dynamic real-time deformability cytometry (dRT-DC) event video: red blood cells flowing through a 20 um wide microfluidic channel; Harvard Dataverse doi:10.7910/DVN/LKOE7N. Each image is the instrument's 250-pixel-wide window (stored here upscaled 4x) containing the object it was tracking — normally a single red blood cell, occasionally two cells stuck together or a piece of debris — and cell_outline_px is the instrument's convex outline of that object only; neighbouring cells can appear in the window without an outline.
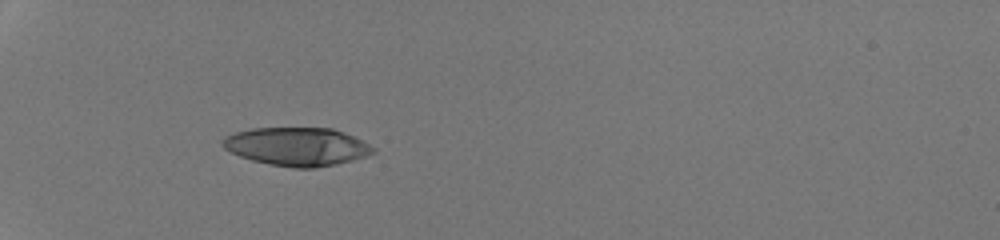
{"species": "human", "species_latin": "Homo sapiens", "temperature_condition": "room temperature", "stored_images_in_passage": 33, "camera_frame_rate_fps": 3000, "um_per_image_px": 0.085, "donor": {"sex": "male"}, "frame": {"image": 1, "passage_image": 1, "time_ms": 0.0, "image_size_px": [1000, 240], "cell_outline_px": [[376, 152], [352, 160], [336, 164], [312, 168], [296, 168], [268, 164], [252, 160], [240, 156], [224, 148], [220, 144], [220, 140], [224, 136], [236, 132], [252, 128], [332, 128], [344, 132], [376, 148]], "centroid_in_image_um": [25.21, 12.45], "position_along_channel_um": 59.8, "area_um2": 33.52}}
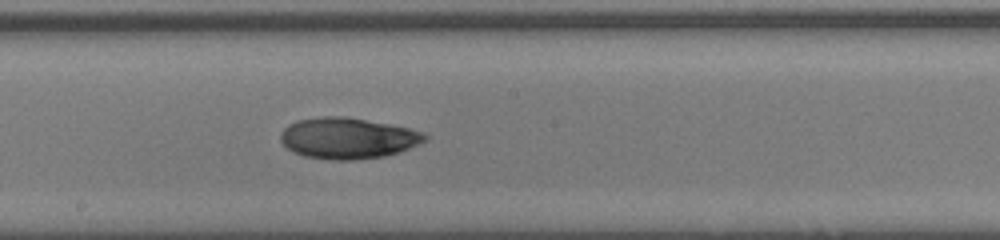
{"frame": {"image": 2, "passage_image": 14, "time_ms": 4.333, "image_size_px": [1000, 240], "cell_outline_px": [[428, 140], [420, 144], [400, 152], [384, 156], [352, 160], [332, 160], [304, 156], [292, 152], [280, 140], [280, 132], [288, 124], [296, 120], [320, 116], [344, 116], [388, 124], [408, 128], [424, 132], [428, 136]], "centroid_in_image_um": [29.56, 11.74], "position_along_channel_um": 218.6, "area_um2": 34.74}}
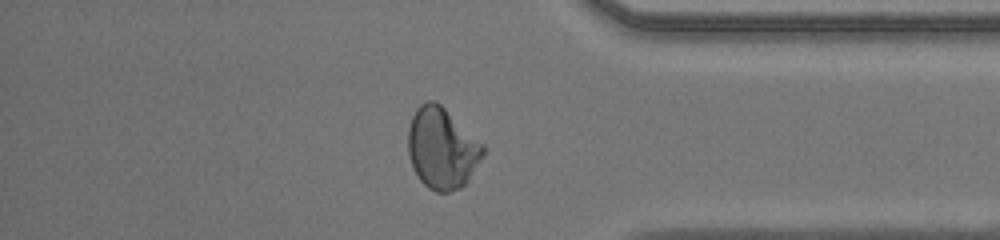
{"frame": {"image": 3, "passage_image": 27, "time_ms": 8.667, "image_size_px": [1000, 240], "cell_outline_px": [[484, 152], [480, 160], [468, 180], [460, 188], [448, 192], [436, 192], [428, 188], [420, 180], [412, 168], [408, 156], [408, 128], [412, 116], [416, 108], [420, 104], [428, 100], [436, 100], [484, 144]], "centroid_in_image_um": [37.54, 12.59], "position_along_channel_um": 397.7, "area_um2": 35.55}, "authors_computed_cell_mechanics": {"area_um2": 34.5644, "velocity_mm_per_s": 4.2907, "shape_relaxation_time_tau1_ms": 8.0973, "shape_relaxation_time_tau2_ms": 2.2513, "deformation_change_tau1": 0.2829, "deformation_change_tau2": 0.0565}}